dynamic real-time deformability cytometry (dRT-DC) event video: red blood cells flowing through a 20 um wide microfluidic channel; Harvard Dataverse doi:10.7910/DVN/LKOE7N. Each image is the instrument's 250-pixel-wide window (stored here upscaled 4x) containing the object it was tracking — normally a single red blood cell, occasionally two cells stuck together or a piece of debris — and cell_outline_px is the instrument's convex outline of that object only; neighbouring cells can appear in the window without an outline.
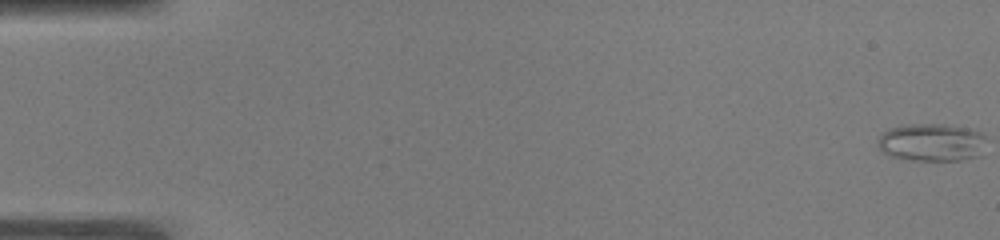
{"species": "common noctule bat (a hibernating species)", "species_latin": "Nyctalus noctula", "temperature_condition": "warm", "stored_images_in_passage": 53, "camera_frame_rate_fps": 3000, "um_per_image_px": 0.085, "animal": {"sex": "male", "body_mass_g": 19.0, "forearm_length_mm": 50.8}, "frame": {"image": 1, "passage_image": 1, "time_ms": 0.0, "image_size_px": [1000, 240], "cell_outline_px": [[984, 136], [980, 156], [964, 160], [908, 160], [892, 156], [884, 152], [876, 144], [876, 140], [888, 128], [908, 124], [944, 124], [968, 128], [984, 132]], "centroid_in_image_um": [79.18, 12.09], "position_along_channel_um": 5.8, "area_um2": 23.99}}
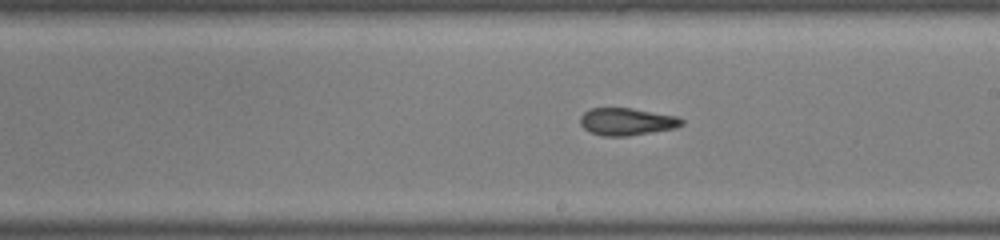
{"frame": {"image": 2, "passage_image": 31, "time_ms": 10.0, "image_size_px": [1000, 240], "cell_outline_px": [[684, 124], [676, 128], [628, 136], [604, 136], [592, 132], [584, 128], [580, 124], [580, 116], [584, 112], [592, 108], [632, 108], [676, 116], [684, 120]], "centroid_in_image_um": [53.29, 10.34], "position_along_channel_um": 235.7, "area_um2": 16.13}}
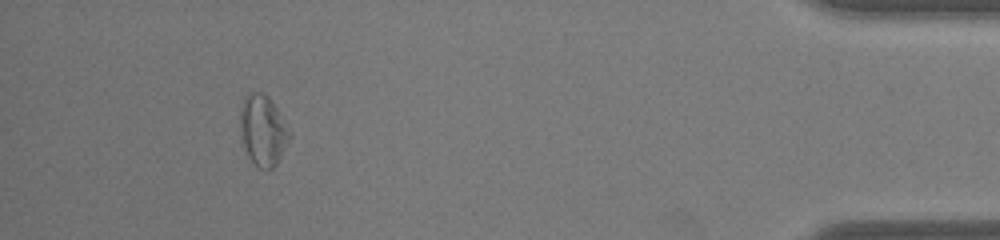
{"frame": {"image": 3, "passage_image": 49, "time_ms": 16.0, "image_size_px": [1000, 240], "cell_outline_px": [[292, 136], [276, 164], [272, 168], [260, 168], [248, 156], [240, 132], [240, 112], [244, 100], [252, 92], [260, 92], [268, 96], [280, 112], [292, 132]], "centroid_in_image_um": [22.39, 11.07], "position_along_channel_um": 412.8, "area_um2": 20.11}, "authors_computed_cell_mechanics": {"area_um2": 18.0914, "velocity_mm_per_s": 3.9179, "shape_relaxation_time_tau1_ms": null, "shape_relaxation_time_tau2_ms": 3.7468, "deformation_change_tau1": null, "deformation_change_tau2": 0.1335}}